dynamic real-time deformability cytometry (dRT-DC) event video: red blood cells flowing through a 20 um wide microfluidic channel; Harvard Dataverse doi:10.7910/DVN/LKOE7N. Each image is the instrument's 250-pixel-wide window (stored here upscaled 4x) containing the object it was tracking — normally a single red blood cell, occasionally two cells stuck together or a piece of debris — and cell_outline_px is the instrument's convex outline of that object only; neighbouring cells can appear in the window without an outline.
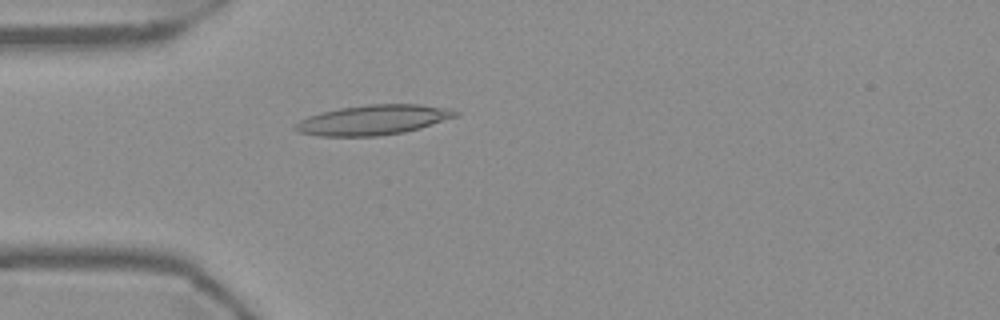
{"species": "Egyptian fruit bat (a non-hibernating species)", "species_latin": "Rousettus aegyptiacus", "temperature_condition": "warm", "stored_images_in_passage": 45, "camera_frame_rate_fps": 3000, "um_per_image_px": 0.085, "frame": {"image": 1, "passage_image": 6, "time_ms": 1.667, "image_size_px": [1000, 320], "cell_outline_px": [[460, 116], [420, 128], [404, 132], [380, 136], [316, 136], [300, 132], [292, 128], [300, 120], [308, 116], [320, 112], [340, 108], [368, 104], [420, 104], [452, 108], [460, 112]], "centroid_in_image_um": [31.78, 10.19], "position_along_channel_um": 53.2, "area_um2": 28.26}}
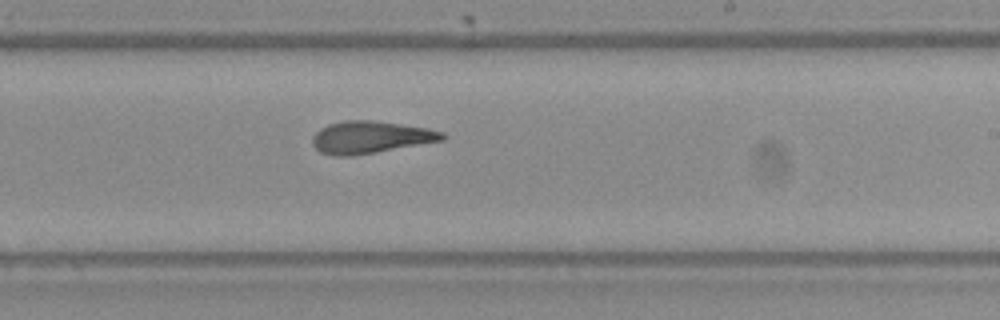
{"frame": {"image": 2, "passage_image": 23, "time_ms": 7.333, "image_size_px": [1000, 320], "cell_outline_px": [[448, 136], [444, 140], [376, 152], [352, 156], [332, 156], [320, 152], [312, 144], [312, 136], [320, 128], [328, 124], [344, 120], [372, 120], [428, 128], [444, 132]], "centroid_in_image_um": [31.48, 11.66], "position_along_channel_um": 257.5, "area_um2": 24.51}}
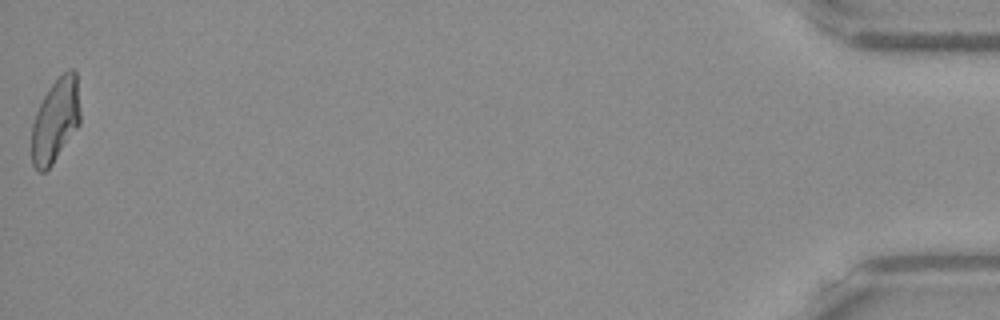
{"frame": {"image": 3, "passage_image": 45, "time_ms": 14.667, "image_size_px": [1000, 320], "cell_outline_px": [[80, 124], [52, 164], [44, 172], [40, 172], [32, 164], [32, 124], [36, 112], [44, 96], [52, 84], [68, 68], [72, 68], [76, 72], [80, 112]], "centroid_in_image_um": [4.72, 10.23], "position_along_channel_um": 430.5, "area_um2": 23.47}, "authors_computed_cell_mechanics": {"area_um2": 24.3338, "velocity_mm_per_s": 3.7167, "shape_relaxation_time_tau1_ms": 4.7234, "shape_relaxation_time_tau2_ms": 2.7219, "deformation_change_tau1": 0.2014, "deformation_change_tau2": 0.1282}}